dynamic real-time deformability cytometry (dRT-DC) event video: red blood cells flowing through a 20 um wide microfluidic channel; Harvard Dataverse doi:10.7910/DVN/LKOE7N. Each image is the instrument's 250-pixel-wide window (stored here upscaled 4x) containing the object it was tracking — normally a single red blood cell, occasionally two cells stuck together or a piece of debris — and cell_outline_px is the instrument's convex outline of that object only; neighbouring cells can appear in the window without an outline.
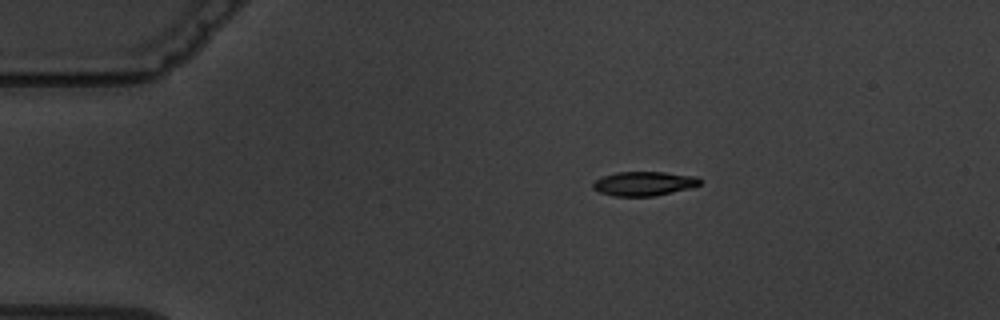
{"species": "common noctule bat (a hibernating species)", "species_latin": "Nyctalus noctula", "temperature_condition": "warm", "stored_images_in_passage": 10, "camera_frame_rate_fps": 3000, "um_per_image_px": 0.085, "animal": {"sex": "male", "body_mass_g": 19.5, "forearm_length_mm": 54.6}, "frame": {"image": 1, "passage_image": 1, "time_ms": 0.0, "image_size_px": [1000, 320], "cell_outline_px": [[700, 184], [688, 188], [652, 196], [612, 196], [600, 192], [592, 188], [592, 184], [596, 180], [604, 176], [616, 172], [664, 172], [696, 176], [700, 180]], "centroid_in_image_um": [54.69, 15.6], "position_along_channel_um": 30.3, "area_um2": 14.85}}
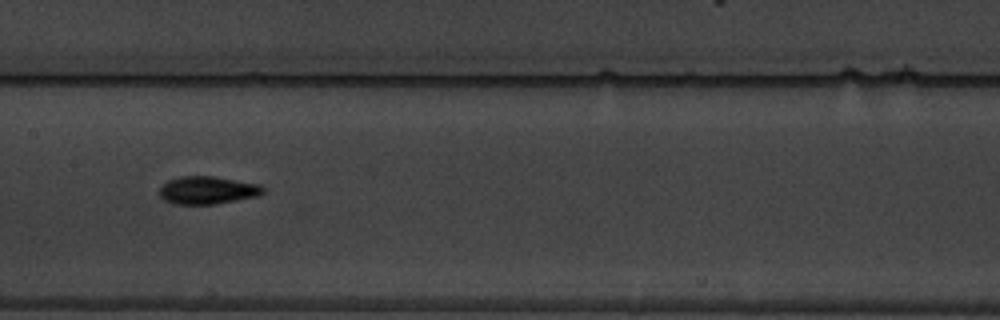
{"frame": {"image": 2, "passage_image": 6, "time_ms": 6.0, "image_size_px": [1000, 320], "cell_outline_px": [[264, 192], [256, 196], [216, 204], [172, 204], [164, 200], [160, 196], [160, 188], [168, 180], [180, 176], [212, 176], [260, 184], [264, 188]], "centroid_in_image_um": [17.62, 16.17], "position_along_channel_um": 189.8, "area_um2": 16.7}}
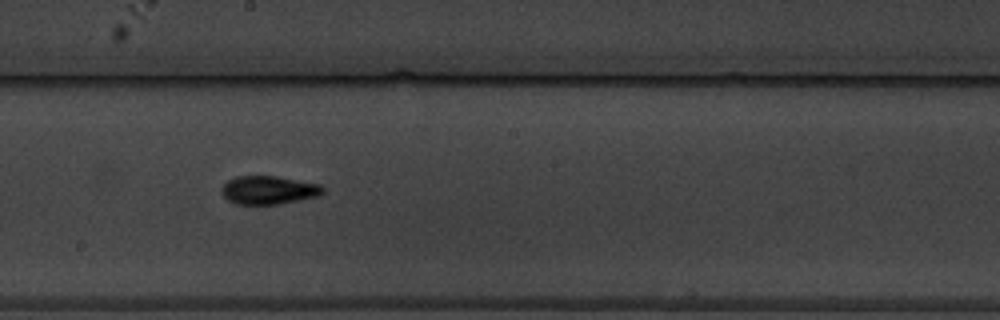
{"frame": {"image": 3, "passage_image": 7, "time_ms": 7.0, "image_size_px": [1000, 320], "cell_outline_px": [[324, 192], [320, 196], [280, 204], [236, 204], [228, 200], [220, 192], [220, 188], [228, 180], [236, 176], [276, 176], [320, 184], [324, 188]], "centroid_in_image_um": [22.83, 16.16], "position_along_channel_um": 225.4, "area_um2": 16.88}}